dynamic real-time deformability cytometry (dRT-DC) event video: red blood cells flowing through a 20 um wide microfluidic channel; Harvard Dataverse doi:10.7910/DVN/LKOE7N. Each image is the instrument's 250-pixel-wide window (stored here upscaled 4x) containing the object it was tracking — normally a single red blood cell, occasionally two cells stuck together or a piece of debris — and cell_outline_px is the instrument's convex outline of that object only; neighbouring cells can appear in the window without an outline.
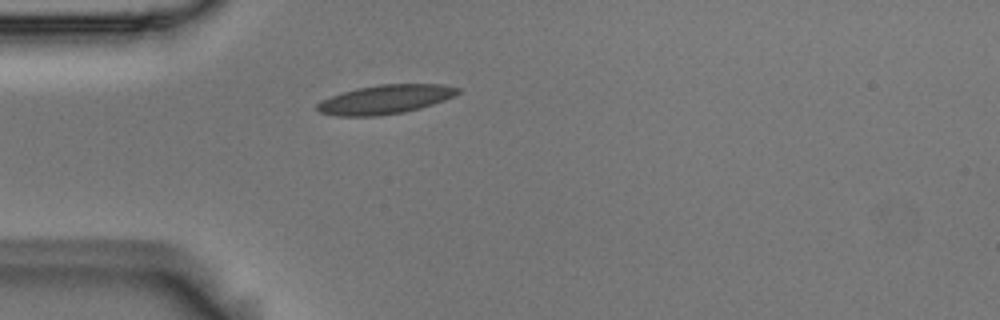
{"species": "Egyptian fruit bat (a non-hibernating species)", "species_latin": "Rousettus aegyptiacus", "temperature_condition": "room temperature", "stored_images_in_passage": 1, "camera_frame_rate_fps": 3000, "um_per_image_px": 0.085, "animal": {"sex": "male"}, "frame": {"image": 1, "passage_image": 1, "time_ms": 0.0, "image_size_px": [1000, 320], "cell_outline_px": [[460, 92], [444, 100], [420, 108], [404, 112], [380, 116], [336, 116], [320, 112], [316, 108], [316, 104], [320, 100], [344, 92], [360, 88], [380, 84], [444, 84], [460, 88]], "centroid_in_image_um": [32.75, 8.45], "position_along_channel_um": 52.3, "area_um2": 23.64}}